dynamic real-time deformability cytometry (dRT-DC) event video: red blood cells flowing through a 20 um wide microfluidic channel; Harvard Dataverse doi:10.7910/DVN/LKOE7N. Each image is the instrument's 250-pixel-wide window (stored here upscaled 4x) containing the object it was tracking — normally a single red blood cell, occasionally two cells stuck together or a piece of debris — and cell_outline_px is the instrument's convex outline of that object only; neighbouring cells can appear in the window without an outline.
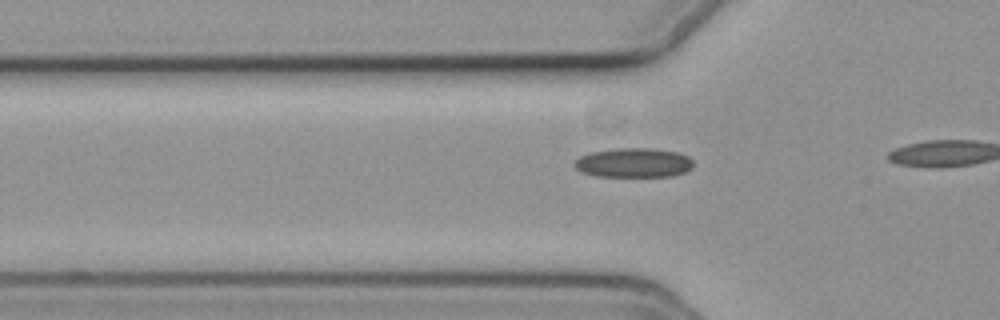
{"species": "common noctule bat (a hibernating species)", "species_latin": "Nyctalus noctula", "temperature_condition": "cold", "stored_images_in_passage": 6, "camera_frame_rate_fps": 3000, "um_per_image_px": 0.085, "animal": {"sex": "female", "body_mass_g": 19.3, "forearm_length_mm": 54.1}, "frame": {"image": 1, "passage_image": 3, "time_ms": 0.667, "image_size_px": [1000, 320], "cell_outline_px": [[692, 168], [684, 172], [672, 176], [596, 176], [580, 172], [572, 164], [580, 156], [588, 152], [616, 148], [652, 148], [676, 152], [688, 156], [692, 160]], "centroid_in_image_um": [53.82, 13.83], "position_along_channel_um": 72.0, "area_um2": 20.46}}